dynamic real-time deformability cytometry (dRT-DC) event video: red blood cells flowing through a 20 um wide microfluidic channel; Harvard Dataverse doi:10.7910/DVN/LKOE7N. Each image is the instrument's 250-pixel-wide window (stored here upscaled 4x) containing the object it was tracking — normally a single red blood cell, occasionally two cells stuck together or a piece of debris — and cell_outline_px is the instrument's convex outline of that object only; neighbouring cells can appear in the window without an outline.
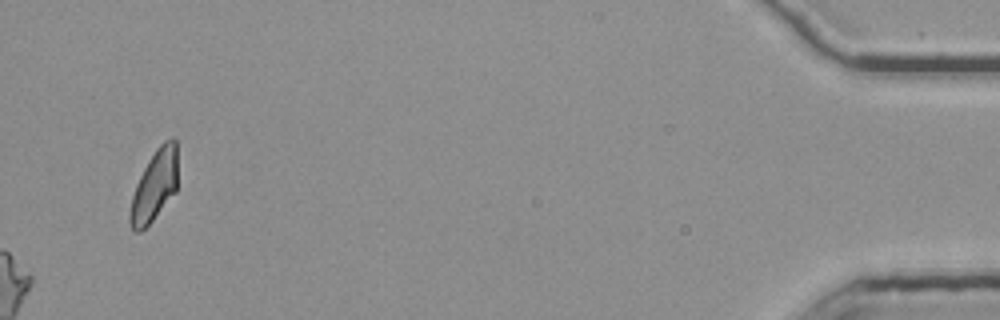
{"species": "common noctule bat (a hibernating species)", "species_latin": "Nyctalus noctula", "temperature_condition": "room temperature", "stored_images_in_passage": 41, "camera_frame_rate_fps": 3000, "um_per_image_px": 0.085, "animal": {"sex": "female", "body_mass_g": 25.1}, "frame": {"image": 1, "passage_image": 41, "time_ms": 13.333, "image_size_px": [1000, 320], "cell_outline_px": [[176, 192], [152, 220], [140, 232], [132, 232], [128, 220], [128, 212], [132, 196], [136, 184], [148, 160], [156, 148], [164, 140], [172, 136], [176, 140]], "centroid_in_image_um": [13.1, 15.8], "position_along_channel_um": 422.1, "area_um2": 19.77}}